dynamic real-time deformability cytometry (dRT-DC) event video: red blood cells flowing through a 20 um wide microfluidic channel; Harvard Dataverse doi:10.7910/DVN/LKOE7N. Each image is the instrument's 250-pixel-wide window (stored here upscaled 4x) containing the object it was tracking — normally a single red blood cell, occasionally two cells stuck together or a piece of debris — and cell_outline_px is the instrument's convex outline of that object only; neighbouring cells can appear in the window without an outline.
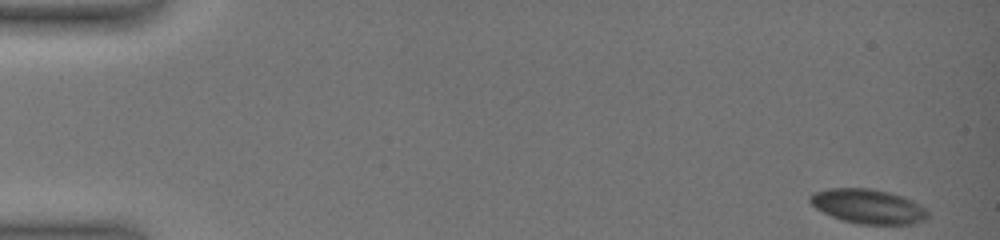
{"species": "common noctule bat (a hibernating species)", "species_latin": "Nyctalus noctula", "temperature_condition": "warm", "stored_images_in_passage": 29, "camera_frame_rate_fps": 3000, "um_per_image_px": 0.085, "animal": {"sex": "female", "body_mass_g": 19.0, "forearm_length_mm": 51.5}, "frame": {"image": 1, "passage_image": 1, "time_ms": 0.0, "image_size_px": [1000, 240], "cell_outline_px": [[928, 216], [924, 220], [912, 224], [860, 224], [840, 220], [816, 208], [808, 200], [808, 196], [812, 192], [828, 188], [868, 188], [888, 192], [904, 196], [912, 200], [924, 208], [928, 212]], "centroid_in_image_um": [73.76, 17.53], "position_along_channel_um": 11.2, "area_um2": 23.7}}
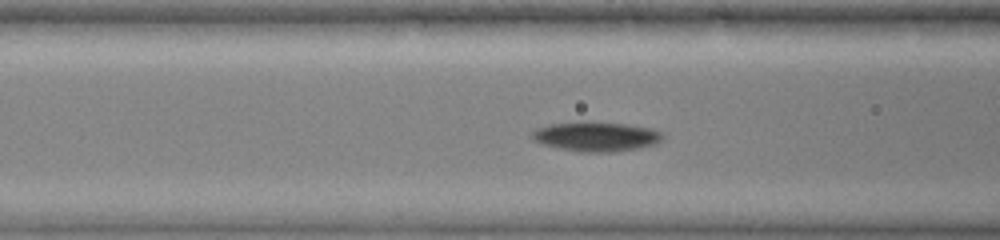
{"frame": {"image": 2, "passage_image": 20, "time_ms": 7.333, "image_size_px": [1000, 240], "cell_outline_px": [[664, 136], [656, 144], [636, 148], [612, 152], [580, 152], [560, 148], [544, 144], [532, 140], [532, 132], [536, 128], [548, 124], [584, 120], [588, 120], [628, 124], [652, 128], [660, 132]], "centroid_in_image_um": [50.65, 11.57], "position_along_channel_um": 116.0, "area_um2": 22.83}}
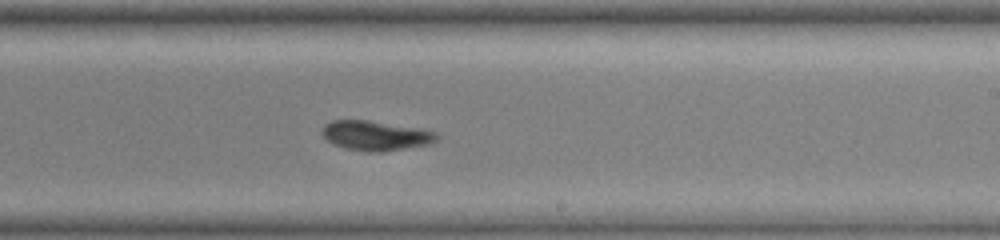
{"frame": {"image": 3, "passage_image": 29, "time_ms": 11.333, "image_size_px": [1000, 240], "cell_outline_px": [[436, 140], [428, 144], [380, 152], [364, 152], [348, 148], [336, 144], [328, 140], [324, 136], [324, 124], [332, 120], [368, 120], [436, 132]], "centroid_in_image_um": [31.9, 11.53], "position_along_channel_um": 257.1, "area_um2": 19.13}}